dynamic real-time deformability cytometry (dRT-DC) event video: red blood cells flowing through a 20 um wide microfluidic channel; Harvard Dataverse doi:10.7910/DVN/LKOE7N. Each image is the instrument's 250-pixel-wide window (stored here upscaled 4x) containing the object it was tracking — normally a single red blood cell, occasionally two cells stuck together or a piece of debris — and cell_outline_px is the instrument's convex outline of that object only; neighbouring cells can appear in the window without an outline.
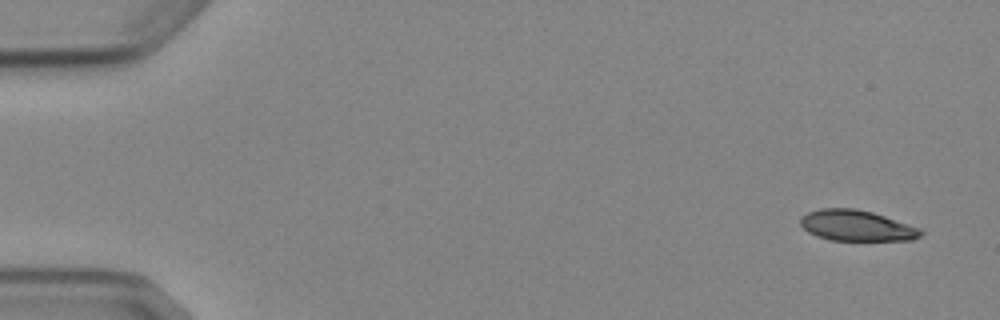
{"species": "Egyptian fruit bat (a non-hibernating species)", "species_latin": "Rousettus aegyptiacus", "temperature_condition": "cold", "stored_images_in_passage": 5, "camera_frame_rate_fps": 3000, "um_per_image_px": 0.085, "animal": {"sex": "female"}, "frame": {"image": 1, "passage_image": 1, "time_ms": 0.0, "image_size_px": [1000, 320], "cell_outline_px": [[924, 232], [920, 236], [912, 240], [828, 240], [816, 236], [808, 232], [800, 224], [800, 216], [808, 212], [820, 208], [856, 208], [872, 212], [920, 228]], "centroid_in_image_um": [72.78, 19.17], "position_along_channel_um": 12.2, "area_um2": 21.62}}
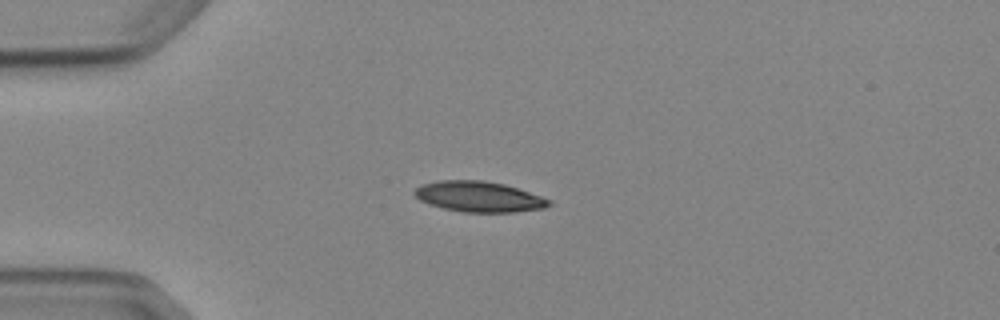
{"frame": {"image": 2, "passage_image": 4, "time_ms": 3.667, "image_size_px": [1000, 320], "cell_outline_px": [[552, 204], [544, 208], [516, 212], [464, 212], [444, 208], [428, 204], [420, 200], [412, 192], [420, 184], [436, 180], [484, 180], [504, 184], [552, 200]], "centroid_in_image_um": [40.68, 16.71], "position_along_channel_um": 44.3, "area_um2": 23.99}}